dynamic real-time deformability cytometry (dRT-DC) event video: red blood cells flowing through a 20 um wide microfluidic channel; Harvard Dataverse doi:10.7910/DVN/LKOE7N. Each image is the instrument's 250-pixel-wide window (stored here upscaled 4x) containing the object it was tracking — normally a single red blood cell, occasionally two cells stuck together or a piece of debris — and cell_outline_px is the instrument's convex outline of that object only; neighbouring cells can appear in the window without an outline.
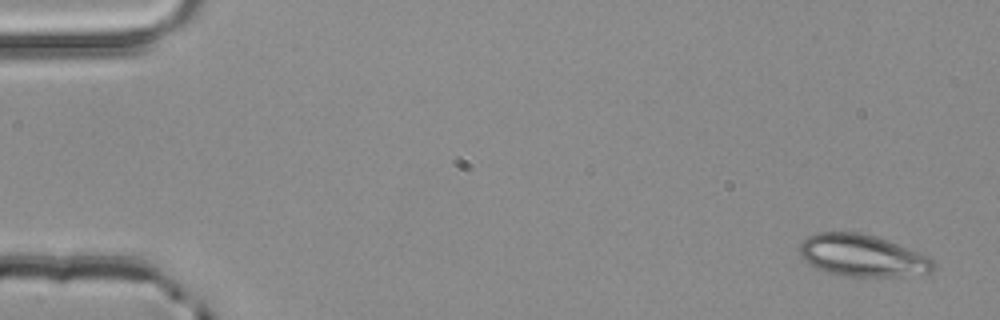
{"species": "common noctule bat (a hibernating species)", "species_latin": "Nyctalus noctula", "temperature_condition": "room temperature", "stored_images_in_passage": 3, "camera_frame_rate_fps": 3000, "um_per_image_px": 0.085, "animal": {"sex": "male", "body_mass_g": 20.4}, "frame": {"image": 1, "passage_image": 1, "time_ms": 0.0, "image_size_px": [1000, 320], "cell_outline_px": [[936, 268], [932, 272], [908, 276], [840, 276], [816, 268], [808, 264], [800, 256], [800, 244], [808, 236], [816, 232], [860, 232], [876, 236], [888, 240], [920, 252], [936, 260]], "centroid_in_image_um": [73.34, 21.73], "position_along_channel_um": 11.7, "area_um2": 33.18}}